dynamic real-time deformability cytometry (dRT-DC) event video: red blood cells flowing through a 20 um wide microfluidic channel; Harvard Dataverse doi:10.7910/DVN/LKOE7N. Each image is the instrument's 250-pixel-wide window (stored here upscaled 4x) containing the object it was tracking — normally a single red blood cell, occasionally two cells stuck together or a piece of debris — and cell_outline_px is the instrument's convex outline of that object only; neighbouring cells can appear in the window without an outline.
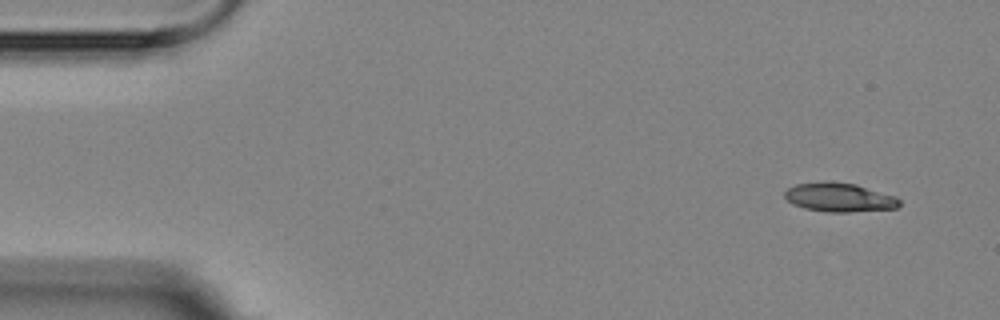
{"species": "Egyptian fruit bat (a non-hibernating species)", "species_latin": "Rousettus aegyptiacus", "temperature_condition": "room temperature", "stored_images_in_passage": 7, "camera_frame_rate_fps": 3000, "um_per_image_px": 0.085, "animal": {"sex": "female"}, "frame": {"image": 1, "passage_image": 1, "time_ms": 0.0, "image_size_px": [1000, 320], "cell_outline_px": [[900, 204], [896, 208], [848, 212], [824, 212], [804, 208], [792, 204], [784, 196], [784, 192], [788, 188], [796, 184], [856, 184], [896, 196], [900, 200]], "centroid_in_image_um": [71.37, 16.82], "position_along_channel_um": 13.6, "area_um2": 18.67}}
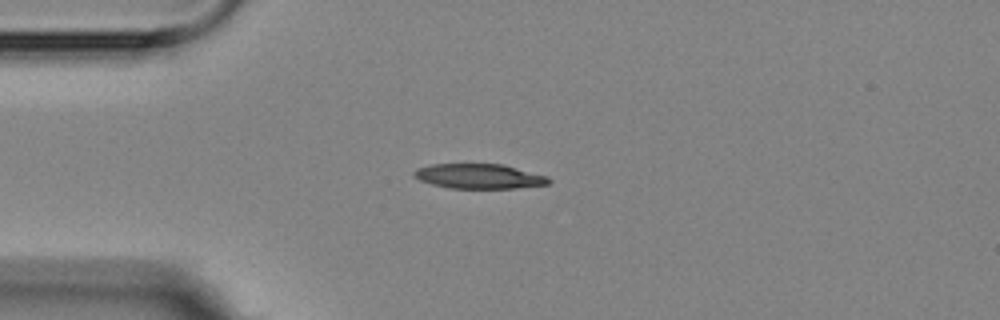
{"frame": {"image": 2, "passage_image": 4, "time_ms": 3.333, "image_size_px": [1000, 320], "cell_outline_px": [[552, 180], [548, 184], [516, 188], [448, 188], [432, 184], [420, 180], [412, 176], [412, 172], [416, 168], [432, 164], [504, 164], [548, 176]], "centroid_in_image_um": [40.71, 14.98], "position_along_channel_um": 44.3, "area_um2": 19.59}}
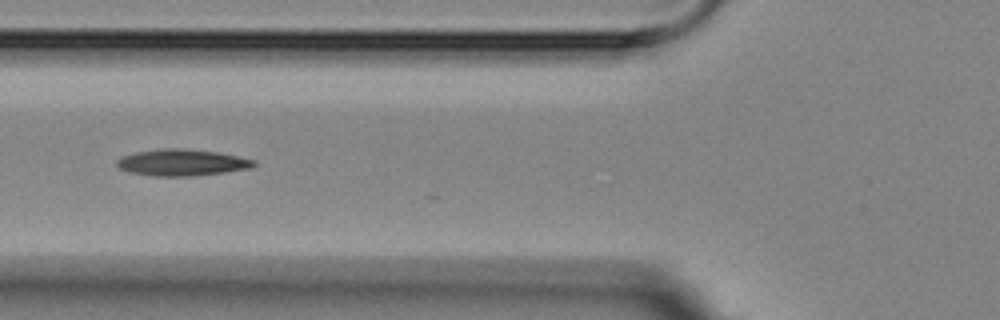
{"frame": {"image": 3, "passage_image": 6, "time_ms": 5.667, "image_size_px": [1000, 320], "cell_outline_px": [[256, 164], [252, 168], [224, 172], [192, 176], [156, 176], [132, 172], [120, 168], [116, 164], [116, 160], [120, 156], [136, 152], [164, 148], [184, 148], [216, 152], [256, 160]], "centroid_in_image_um": [15.47, 13.81], "position_along_channel_um": 110.3, "area_um2": 21.04}}